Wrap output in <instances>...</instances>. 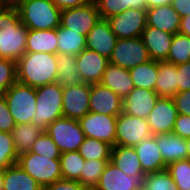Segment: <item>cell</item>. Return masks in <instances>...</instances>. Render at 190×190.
Returning <instances> with one entry per match:
<instances>
[{
  "label": "cell",
  "mask_w": 190,
  "mask_h": 190,
  "mask_svg": "<svg viewBox=\"0 0 190 190\" xmlns=\"http://www.w3.org/2000/svg\"><path fill=\"white\" fill-rule=\"evenodd\" d=\"M178 33L190 37V15L181 18Z\"/></svg>",
  "instance_id": "f907efd6"
},
{
  "label": "cell",
  "mask_w": 190,
  "mask_h": 190,
  "mask_svg": "<svg viewBox=\"0 0 190 190\" xmlns=\"http://www.w3.org/2000/svg\"><path fill=\"white\" fill-rule=\"evenodd\" d=\"M134 87L148 90L155 89L158 76V61L149 60L129 70Z\"/></svg>",
  "instance_id": "1f68e13d"
},
{
  "label": "cell",
  "mask_w": 190,
  "mask_h": 190,
  "mask_svg": "<svg viewBox=\"0 0 190 190\" xmlns=\"http://www.w3.org/2000/svg\"><path fill=\"white\" fill-rule=\"evenodd\" d=\"M110 162L128 176H146L141 168L140 161L134 147L113 146Z\"/></svg>",
  "instance_id": "484cf974"
},
{
  "label": "cell",
  "mask_w": 190,
  "mask_h": 190,
  "mask_svg": "<svg viewBox=\"0 0 190 190\" xmlns=\"http://www.w3.org/2000/svg\"><path fill=\"white\" fill-rule=\"evenodd\" d=\"M17 164L42 186L62 179L60 159L27 152L18 156Z\"/></svg>",
  "instance_id": "8992f818"
},
{
  "label": "cell",
  "mask_w": 190,
  "mask_h": 190,
  "mask_svg": "<svg viewBox=\"0 0 190 190\" xmlns=\"http://www.w3.org/2000/svg\"><path fill=\"white\" fill-rule=\"evenodd\" d=\"M158 98V94L153 90L135 87L123 98L122 112L147 119Z\"/></svg>",
  "instance_id": "ac0fdd59"
},
{
  "label": "cell",
  "mask_w": 190,
  "mask_h": 190,
  "mask_svg": "<svg viewBox=\"0 0 190 190\" xmlns=\"http://www.w3.org/2000/svg\"><path fill=\"white\" fill-rule=\"evenodd\" d=\"M0 5H4V0H0Z\"/></svg>",
  "instance_id": "9f6ffc18"
},
{
  "label": "cell",
  "mask_w": 190,
  "mask_h": 190,
  "mask_svg": "<svg viewBox=\"0 0 190 190\" xmlns=\"http://www.w3.org/2000/svg\"><path fill=\"white\" fill-rule=\"evenodd\" d=\"M17 81L38 88L54 83L57 78L56 55L25 53L16 62Z\"/></svg>",
  "instance_id": "7a4b0ae2"
},
{
  "label": "cell",
  "mask_w": 190,
  "mask_h": 190,
  "mask_svg": "<svg viewBox=\"0 0 190 190\" xmlns=\"http://www.w3.org/2000/svg\"><path fill=\"white\" fill-rule=\"evenodd\" d=\"M141 190H178L167 169L148 173L142 180Z\"/></svg>",
  "instance_id": "74e56055"
},
{
  "label": "cell",
  "mask_w": 190,
  "mask_h": 190,
  "mask_svg": "<svg viewBox=\"0 0 190 190\" xmlns=\"http://www.w3.org/2000/svg\"><path fill=\"white\" fill-rule=\"evenodd\" d=\"M178 111L172 97H159L147 121L153 135L172 133Z\"/></svg>",
  "instance_id": "4fadbf2b"
},
{
  "label": "cell",
  "mask_w": 190,
  "mask_h": 190,
  "mask_svg": "<svg viewBox=\"0 0 190 190\" xmlns=\"http://www.w3.org/2000/svg\"><path fill=\"white\" fill-rule=\"evenodd\" d=\"M164 163L188 159L186 140L173 133L154 135Z\"/></svg>",
  "instance_id": "603a6c76"
},
{
  "label": "cell",
  "mask_w": 190,
  "mask_h": 190,
  "mask_svg": "<svg viewBox=\"0 0 190 190\" xmlns=\"http://www.w3.org/2000/svg\"><path fill=\"white\" fill-rule=\"evenodd\" d=\"M78 121L85 137L102 140L115 146L117 116L88 112Z\"/></svg>",
  "instance_id": "8fae6325"
},
{
  "label": "cell",
  "mask_w": 190,
  "mask_h": 190,
  "mask_svg": "<svg viewBox=\"0 0 190 190\" xmlns=\"http://www.w3.org/2000/svg\"><path fill=\"white\" fill-rule=\"evenodd\" d=\"M45 132L52 138L61 153L78 151L86 138L79 121L64 116L49 124Z\"/></svg>",
  "instance_id": "52a82bcc"
},
{
  "label": "cell",
  "mask_w": 190,
  "mask_h": 190,
  "mask_svg": "<svg viewBox=\"0 0 190 190\" xmlns=\"http://www.w3.org/2000/svg\"><path fill=\"white\" fill-rule=\"evenodd\" d=\"M58 53L78 55L86 49V36L62 27L57 28Z\"/></svg>",
  "instance_id": "4dcf8cb0"
},
{
  "label": "cell",
  "mask_w": 190,
  "mask_h": 190,
  "mask_svg": "<svg viewBox=\"0 0 190 190\" xmlns=\"http://www.w3.org/2000/svg\"><path fill=\"white\" fill-rule=\"evenodd\" d=\"M187 146L188 159H190V138L185 139Z\"/></svg>",
  "instance_id": "db71d44e"
},
{
  "label": "cell",
  "mask_w": 190,
  "mask_h": 190,
  "mask_svg": "<svg viewBox=\"0 0 190 190\" xmlns=\"http://www.w3.org/2000/svg\"><path fill=\"white\" fill-rule=\"evenodd\" d=\"M13 4L28 30H49L60 26L61 9L50 0H16Z\"/></svg>",
  "instance_id": "3957f363"
},
{
  "label": "cell",
  "mask_w": 190,
  "mask_h": 190,
  "mask_svg": "<svg viewBox=\"0 0 190 190\" xmlns=\"http://www.w3.org/2000/svg\"><path fill=\"white\" fill-rule=\"evenodd\" d=\"M147 9L152 7H160L163 5L171 4L172 0H145Z\"/></svg>",
  "instance_id": "816d5d0a"
},
{
  "label": "cell",
  "mask_w": 190,
  "mask_h": 190,
  "mask_svg": "<svg viewBox=\"0 0 190 190\" xmlns=\"http://www.w3.org/2000/svg\"><path fill=\"white\" fill-rule=\"evenodd\" d=\"M154 91L159 97H174L178 93L177 65L158 61V76Z\"/></svg>",
  "instance_id": "4316f807"
},
{
  "label": "cell",
  "mask_w": 190,
  "mask_h": 190,
  "mask_svg": "<svg viewBox=\"0 0 190 190\" xmlns=\"http://www.w3.org/2000/svg\"><path fill=\"white\" fill-rule=\"evenodd\" d=\"M61 172L63 179L79 180L83 170L84 158L78 151H69L60 155Z\"/></svg>",
  "instance_id": "e575fe53"
},
{
  "label": "cell",
  "mask_w": 190,
  "mask_h": 190,
  "mask_svg": "<svg viewBox=\"0 0 190 190\" xmlns=\"http://www.w3.org/2000/svg\"><path fill=\"white\" fill-rule=\"evenodd\" d=\"M16 81V61L0 58V96H3Z\"/></svg>",
  "instance_id": "b9f144b4"
},
{
  "label": "cell",
  "mask_w": 190,
  "mask_h": 190,
  "mask_svg": "<svg viewBox=\"0 0 190 190\" xmlns=\"http://www.w3.org/2000/svg\"><path fill=\"white\" fill-rule=\"evenodd\" d=\"M152 135L147 119L123 112L117 116L115 145L135 147Z\"/></svg>",
  "instance_id": "9c48e42d"
},
{
  "label": "cell",
  "mask_w": 190,
  "mask_h": 190,
  "mask_svg": "<svg viewBox=\"0 0 190 190\" xmlns=\"http://www.w3.org/2000/svg\"><path fill=\"white\" fill-rule=\"evenodd\" d=\"M27 34L17 7L0 5V58L17 62L26 53Z\"/></svg>",
  "instance_id": "6da1fadb"
},
{
  "label": "cell",
  "mask_w": 190,
  "mask_h": 190,
  "mask_svg": "<svg viewBox=\"0 0 190 190\" xmlns=\"http://www.w3.org/2000/svg\"><path fill=\"white\" fill-rule=\"evenodd\" d=\"M112 147L102 140L86 137L78 152L84 160H111Z\"/></svg>",
  "instance_id": "836d02e7"
},
{
  "label": "cell",
  "mask_w": 190,
  "mask_h": 190,
  "mask_svg": "<svg viewBox=\"0 0 190 190\" xmlns=\"http://www.w3.org/2000/svg\"><path fill=\"white\" fill-rule=\"evenodd\" d=\"M172 133L183 139L190 138V115L178 114Z\"/></svg>",
  "instance_id": "bcb514c9"
},
{
  "label": "cell",
  "mask_w": 190,
  "mask_h": 190,
  "mask_svg": "<svg viewBox=\"0 0 190 190\" xmlns=\"http://www.w3.org/2000/svg\"><path fill=\"white\" fill-rule=\"evenodd\" d=\"M134 149L137 152L141 168L145 174L167 169L154 135L141 141Z\"/></svg>",
  "instance_id": "7402d4cb"
},
{
  "label": "cell",
  "mask_w": 190,
  "mask_h": 190,
  "mask_svg": "<svg viewBox=\"0 0 190 190\" xmlns=\"http://www.w3.org/2000/svg\"><path fill=\"white\" fill-rule=\"evenodd\" d=\"M111 30L118 39H131L142 36L147 26V13L144 9H127L107 19Z\"/></svg>",
  "instance_id": "30bf717a"
},
{
  "label": "cell",
  "mask_w": 190,
  "mask_h": 190,
  "mask_svg": "<svg viewBox=\"0 0 190 190\" xmlns=\"http://www.w3.org/2000/svg\"><path fill=\"white\" fill-rule=\"evenodd\" d=\"M99 15L108 19L127 9H147L145 0H95Z\"/></svg>",
  "instance_id": "d6a6232c"
},
{
  "label": "cell",
  "mask_w": 190,
  "mask_h": 190,
  "mask_svg": "<svg viewBox=\"0 0 190 190\" xmlns=\"http://www.w3.org/2000/svg\"><path fill=\"white\" fill-rule=\"evenodd\" d=\"M147 26L176 34L179 31L181 17L171 4L146 9Z\"/></svg>",
  "instance_id": "44dd1931"
},
{
  "label": "cell",
  "mask_w": 190,
  "mask_h": 190,
  "mask_svg": "<svg viewBox=\"0 0 190 190\" xmlns=\"http://www.w3.org/2000/svg\"><path fill=\"white\" fill-rule=\"evenodd\" d=\"M16 0H4V5H8V4H12L14 3Z\"/></svg>",
  "instance_id": "11a10c76"
},
{
  "label": "cell",
  "mask_w": 190,
  "mask_h": 190,
  "mask_svg": "<svg viewBox=\"0 0 190 190\" xmlns=\"http://www.w3.org/2000/svg\"><path fill=\"white\" fill-rule=\"evenodd\" d=\"M44 132L40 127L29 124H16L11 132L17 155L30 152L34 142Z\"/></svg>",
  "instance_id": "f546056e"
},
{
  "label": "cell",
  "mask_w": 190,
  "mask_h": 190,
  "mask_svg": "<svg viewBox=\"0 0 190 190\" xmlns=\"http://www.w3.org/2000/svg\"><path fill=\"white\" fill-rule=\"evenodd\" d=\"M4 170H0V190H3Z\"/></svg>",
  "instance_id": "f5cc1de1"
},
{
  "label": "cell",
  "mask_w": 190,
  "mask_h": 190,
  "mask_svg": "<svg viewBox=\"0 0 190 190\" xmlns=\"http://www.w3.org/2000/svg\"><path fill=\"white\" fill-rule=\"evenodd\" d=\"M123 99L101 83L90 84V112L118 116L122 113Z\"/></svg>",
  "instance_id": "9a60e30c"
},
{
  "label": "cell",
  "mask_w": 190,
  "mask_h": 190,
  "mask_svg": "<svg viewBox=\"0 0 190 190\" xmlns=\"http://www.w3.org/2000/svg\"><path fill=\"white\" fill-rule=\"evenodd\" d=\"M100 83L110 88L122 99L135 88L129 70L111 63L106 67Z\"/></svg>",
  "instance_id": "cb8c5ba5"
},
{
  "label": "cell",
  "mask_w": 190,
  "mask_h": 190,
  "mask_svg": "<svg viewBox=\"0 0 190 190\" xmlns=\"http://www.w3.org/2000/svg\"><path fill=\"white\" fill-rule=\"evenodd\" d=\"M145 176H128L112 162H108L93 190H141Z\"/></svg>",
  "instance_id": "e0dca14e"
},
{
  "label": "cell",
  "mask_w": 190,
  "mask_h": 190,
  "mask_svg": "<svg viewBox=\"0 0 190 190\" xmlns=\"http://www.w3.org/2000/svg\"><path fill=\"white\" fill-rule=\"evenodd\" d=\"M26 53H58L57 28L28 30Z\"/></svg>",
  "instance_id": "d4e9b609"
},
{
  "label": "cell",
  "mask_w": 190,
  "mask_h": 190,
  "mask_svg": "<svg viewBox=\"0 0 190 190\" xmlns=\"http://www.w3.org/2000/svg\"><path fill=\"white\" fill-rule=\"evenodd\" d=\"M171 6L181 18L190 15V0H172Z\"/></svg>",
  "instance_id": "681fc988"
},
{
  "label": "cell",
  "mask_w": 190,
  "mask_h": 190,
  "mask_svg": "<svg viewBox=\"0 0 190 190\" xmlns=\"http://www.w3.org/2000/svg\"><path fill=\"white\" fill-rule=\"evenodd\" d=\"M42 190H88L77 180L59 179L54 183L43 186Z\"/></svg>",
  "instance_id": "ee69618b"
},
{
  "label": "cell",
  "mask_w": 190,
  "mask_h": 190,
  "mask_svg": "<svg viewBox=\"0 0 190 190\" xmlns=\"http://www.w3.org/2000/svg\"><path fill=\"white\" fill-rule=\"evenodd\" d=\"M167 170L178 190H190V159L172 162L167 166Z\"/></svg>",
  "instance_id": "ab89813d"
},
{
  "label": "cell",
  "mask_w": 190,
  "mask_h": 190,
  "mask_svg": "<svg viewBox=\"0 0 190 190\" xmlns=\"http://www.w3.org/2000/svg\"><path fill=\"white\" fill-rule=\"evenodd\" d=\"M57 78L56 83L62 87L80 84L81 78L76 64V56L69 54H56Z\"/></svg>",
  "instance_id": "f1b7e54d"
},
{
  "label": "cell",
  "mask_w": 190,
  "mask_h": 190,
  "mask_svg": "<svg viewBox=\"0 0 190 190\" xmlns=\"http://www.w3.org/2000/svg\"><path fill=\"white\" fill-rule=\"evenodd\" d=\"M50 1L61 10L95 3V0H50Z\"/></svg>",
  "instance_id": "c3c4849f"
},
{
  "label": "cell",
  "mask_w": 190,
  "mask_h": 190,
  "mask_svg": "<svg viewBox=\"0 0 190 190\" xmlns=\"http://www.w3.org/2000/svg\"><path fill=\"white\" fill-rule=\"evenodd\" d=\"M100 19L96 3H91L61 10L60 25L87 36Z\"/></svg>",
  "instance_id": "7c38bea8"
},
{
  "label": "cell",
  "mask_w": 190,
  "mask_h": 190,
  "mask_svg": "<svg viewBox=\"0 0 190 190\" xmlns=\"http://www.w3.org/2000/svg\"><path fill=\"white\" fill-rule=\"evenodd\" d=\"M151 60L141 37L118 39L109 58L111 64L130 70Z\"/></svg>",
  "instance_id": "ba28073f"
},
{
  "label": "cell",
  "mask_w": 190,
  "mask_h": 190,
  "mask_svg": "<svg viewBox=\"0 0 190 190\" xmlns=\"http://www.w3.org/2000/svg\"><path fill=\"white\" fill-rule=\"evenodd\" d=\"M32 176L25 172L17 163L4 169L3 190H42Z\"/></svg>",
  "instance_id": "83f0119b"
},
{
  "label": "cell",
  "mask_w": 190,
  "mask_h": 190,
  "mask_svg": "<svg viewBox=\"0 0 190 190\" xmlns=\"http://www.w3.org/2000/svg\"><path fill=\"white\" fill-rule=\"evenodd\" d=\"M173 36L171 33L161 31L151 26L145 27L141 38L148 50L151 60H167Z\"/></svg>",
  "instance_id": "ffe728a7"
},
{
  "label": "cell",
  "mask_w": 190,
  "mask_h": 190,
  "mask_svg": "<svg viewBox=\"0 0 190 190\" xmlns=\"http://www.w3.org/2000/svg\"><path fill=\"white\" fill-rule=\"evenodd\" d=\"M30 152L51 159H60L61 152L52 138L44 131L34 142Z\"/></svg>",
  "instance_id": "60d3db41"
},
{
  "label": "cell",
  "mask_w": 190,
  "mask_h": 190,
  "mask_svg": "<svg viewBox=\"0 0 190 190\" xmlns=\"http://www.w3.org/2000/svg\"><path fill=\"white\" fill-rule=\"evenodd\" d=\"M15 125L4 96H0V131L11 133Z\"/></svg>",
  "instance_id": "7bdbcfd3"
},
{
  "label": "cell",
  "mask_w": 190,
  "mask_h": 190,
  "mask_svg": "<svg viewBox=\"0 0 190 190\" xmlns=\"http://www.w3.org/2000/svg\"><path fill=\"white\" fill-rule=\"evenodd\" d=\"M3 96L15 124L32 123L36 110V88L16 81Z\"/></svg>",
  "instance_id": "5b68a950"
},
{
  "label": "cell",
  "mask_w": 190,
  "mask_h": 190,
  "mask_svg": "<svg viewBox=\"0 0 190 190\" xmlns=\"http://www.w3.org/2000/svg\"><path fill=\"white\" fill-rule=\"evenodd\" d=\"M86 49H91L99 55L110 58L118 38L111 30L107 19H100L86 36Z\"/></svg>",
  "instance_id": "d6986e66"
},
{
  "label": "cell",
  "mask_w": 190,
  "mask_h": 190,
  "mask_svg": "<svg viewBox=\"0 0 190 190\" xmlns=\"http://www.w3.org/2000/svg\"><path fill=\"white\" fill-rule=\"evenodd\" d=\"M166 62L180 65L190 62V37L176 33L173 36Z\"/></svg>",
  "instance_id": "d590c367"
},
{
  "label": "cell",
  "mask_w": 190,
  "mask_h": 190,
  "mask_svg": "<svg viewBox=\"0 0 190 190\" xmlns=\"http://www.w3.org/2000/svg\"><path fill=\"white\" fill-rule=\"evenodd\" d=\"M173 100L178 114L190 115V90L178 92Z\"/></svg>",
  "instance_id": "7dc6e473"
},
{
  "label": "cell",
  "mask_w": 190,
  "mask_h": 190,
  "mask_svg": "<svg viewBox=\"0 0 190 190\" xmlns=\"http://www.w3.org/2000/svg\"><path fill=\"white\" fill-rule=\"evenodd\" d=\"M178 92L190 90V62L177 65Z\"/></svg>",
  "instance_id": "f6af8a7d"
},
{
  "label": "cell",
  "mask_w": 190,
  "mask_h": 190,
  "mask_svg": "<svg viewBox=\"0 0 190 190\" xmlns=\"http://www.w3.org/2000/svg\"><path fill=\"white\" fill-rule=\"evenodd\" d=\"M18 155L11 133L0 131V170L17 163Z\"/></svg>",
  "instance_id": "f35d334b"
},
{
  "label": "cell",
  "mask_w": 190,
  "mask_h": 190,
  "mask_svg": "<svg viewBox=\"0 0 190 190\" xmlns=\"http://www.w3.org/2000/svg\"><path fill=\"white\" fill-rule=\"evenodd\" d=\"M78 72L83 83H100L106 67L110 64L108 58L99 55L91 49H83L76 55Z\"/></svg>",
  "instance_id": "2e32d148"
},
{
  "label": "cell",
  "mask_w": 190,
  "mask_h": 190,
  "mask_svg": "<svg viewBox=\"0 0 190 190\" xmlns=\"http://www.w3.org/2000/svg\"><path fill=\"white\" fill-rule=\"evenodd\" d=\"M108 162H110V160H85L78 182L84 185L88 190H93Z\"/></svg>",
  "instance_id": "8d00e7d4"
},
{
  "label": "cell",
  "mask_w": 190,
  "mask_h": 190,
  "mask_svg": "<svg viewBox=\"0 0 190 190\" xmlns=\"http://www.w3.org/2000/svg\"><path fill=\"white\" fill-rule=\"evenodd\" d=\"M63 87L58 83H50L36 88V110L32 124L44 131L47 126L63 117Z\"/></svg>",
  "instance_id": "277c9868"
},
{
  "label": "cell",
  "mask_w": 190,
  "mask_h": 190,
  "mask_svg": "<svg viewBox=\"0 0 190 190\" xmlns=\"http://www.w3.org/2000/svg\"><path fill=\"white\" fill-rule=\"evenodd\" d=\"M90 84L81 82L77 85L63 87V116L79 120L88 112Z\"/></svg>",
  "instance_id": "5bb4252c"
}]
</instances>
